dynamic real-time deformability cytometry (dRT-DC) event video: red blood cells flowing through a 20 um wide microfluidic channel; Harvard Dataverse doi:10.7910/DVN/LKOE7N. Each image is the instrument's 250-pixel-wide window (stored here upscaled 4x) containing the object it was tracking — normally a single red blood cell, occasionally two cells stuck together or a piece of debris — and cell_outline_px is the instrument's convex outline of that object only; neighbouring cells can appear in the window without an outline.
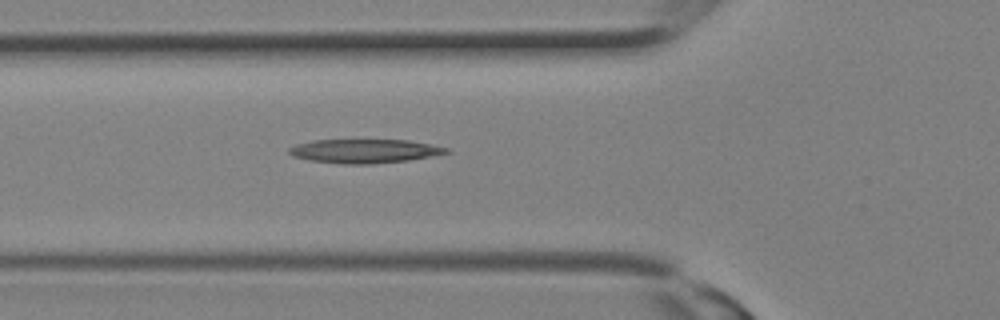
{"species": "Egyptian fruit bat (a non-hibernating species)", "species_latin": "Rousettus aegyptiacus", "temperature_condition": "room temperature", "stored_images_in_passage": 20, "camera_frame_rate_fps": 3000, "um_per_image_px": 0.085, "animal": {"sex": "female"}, "frame": {"image": 1, "passage_image": 2, "time_ms": 0.333, "image_size_px": [1000, 320], "cell_outline_px": [[452, 152], [408, 160], [372, 164], [340, 164], [308, 160], [292, 156], [288, 152], [288, 148], [296, 144], [312, 140], [408, 140], [448, 148]], "centroid_in_image_um": [30.93, 12.84], "position_along_channel_um": 94.9, "area_um2": 21.91}}
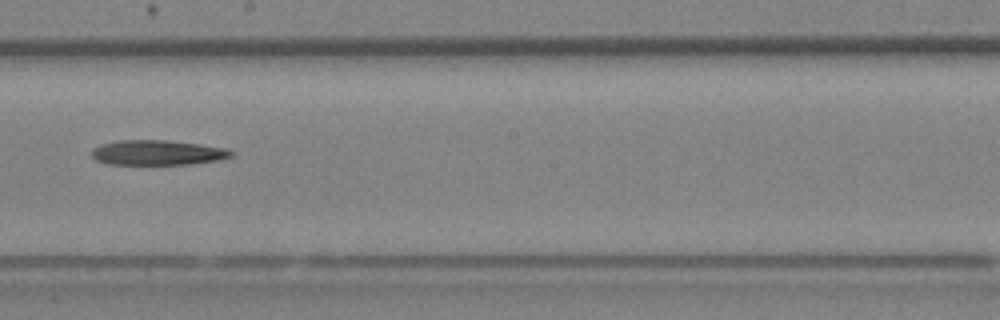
{"frame": {"image": 2, "passage_image": 8, "time_ms": 2.333, "image_size_px": [1000, 320], "cell_outline_px": [[236, 152], [232, 156], [216, 160], [188, 164], [108, 164], [96, 160], [92, 156], [92, 148], [100, 144], [120, 140], [168, 140], [200, 144], [228, 148]], "centroid_in_image_um": [13.4, 12.96], "position_along_channel_um": 234.8, "area_um2": 20.35}}
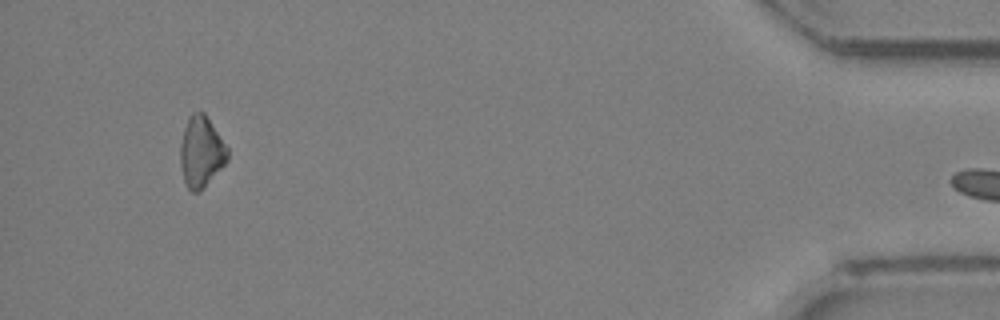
{"frame": {"image": 3, "passage_image": 19, "time_ms": 6.0, "image_size_px": [1000, 320], "cell_outline_px": [[228, 160], [204, 188], [200, 192], [192, 192], [184, 184], [180, 164], [180, 144], [184, 128], [188, 116], [192, 112], [204, 112], [228, 148]], "centroid_in_image_um": [17.08, 12.92], "position_along_channel_um": 418.1, "area_um2": 19.65}}